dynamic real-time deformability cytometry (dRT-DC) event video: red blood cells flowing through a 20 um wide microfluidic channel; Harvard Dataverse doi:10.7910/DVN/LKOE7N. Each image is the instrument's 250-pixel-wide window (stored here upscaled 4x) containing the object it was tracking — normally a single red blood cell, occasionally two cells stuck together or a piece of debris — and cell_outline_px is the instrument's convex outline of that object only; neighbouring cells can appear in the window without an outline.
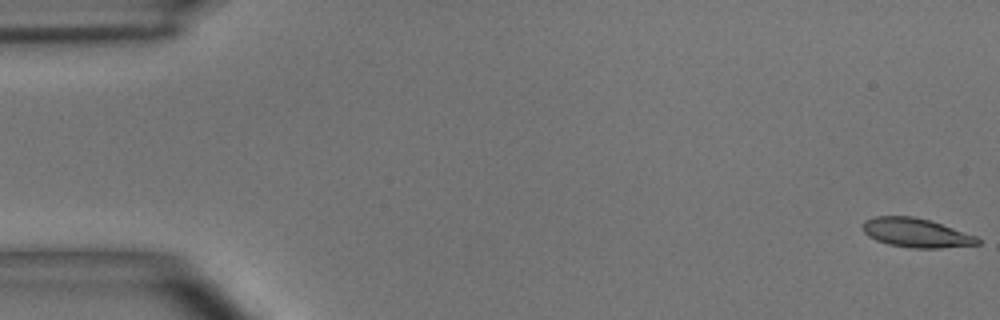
{"species": "common noctule bat (a hibernating species)", "species_latin": "Nyctalus noctula", "temperature_condition": "room temperature", "stored_images_in_passage": 55, "camera_frame_rate_fps": 3000, "um_per_image_px": 0.085, "animal": {"sex": "male", "body_mass_g": 15.6}, "frame": {"image": 1, "passage_image": 1, "time_ms": 0.0, "image_size_px": [1000, 320], "cell_outline_px": [[980, 244], [940, 248], [912, 248], [888, 244], [876, 240], [868, 236], [864, 232], [864, 220], [876, 216], [912, 216], [928, 220], [976, 236], [980, 240]], "centroid_in_image_um": [77.85, 19.79], "position_along_channel_um": 7.1, "area_um2": 19.19}}
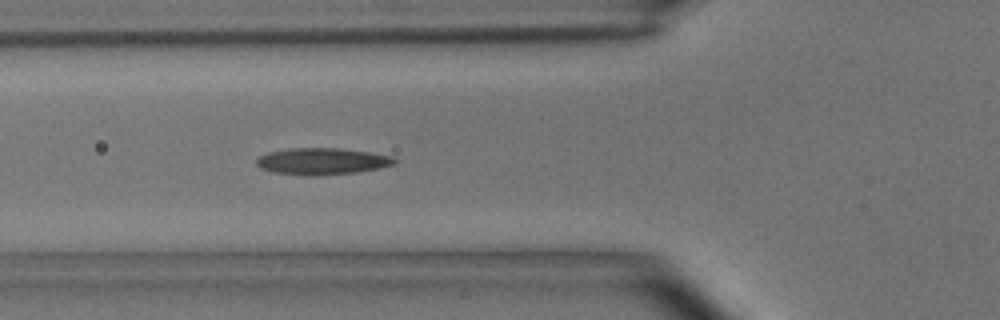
{"frame": {"image": 2, "passage_image": 20, "time_ms": 6.333, "image_size_px": [1000, 320], "cell_outline_px": [[396, 164], [380, 168], [356, 172], [316, 176], [312, 176], [272, 172], [260, 168], [256, 164], [256, 160], [260, 156], [268, 152], [288, 148], [340, 148], [368, 152], [392, 156], [396, 160]], "centroid_in_image_um": [27.37, 13.71], "position_along_channel_um": 98.4, "area_um2": 21.5}}
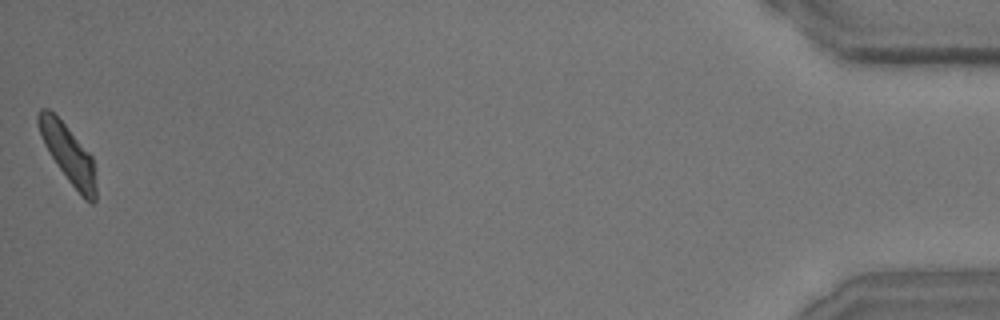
{"frame": {"image": 3, "passage_image": 55, "time_ms": 18.0, "image_size_px": [1000, 320], "cell_outline_px": [[96, 200], [92, 204], [84, 200], [80, 196], [68, 180], [44, 144], [36, 120], [36, 116], [40, 108], [48, 108], [64, 124], [92, 156], [96, 188]], "centroid_in_image_um": [5.8, 13.11], "position_along_channel_um": 429.4, "area_um2": 19.07}, "authors_computed_cell_mechanics": {"area_um2": 20.2878, "velocity_mm_per_s": 3.6385, "shape_relaxation_time_tau1_ms": 5.6718, "shape_relaxation_time_tau2_ms": 3.6921, "deformation_change_tau1": 0.1867, "deformation_change_tau2": 0.1271}}